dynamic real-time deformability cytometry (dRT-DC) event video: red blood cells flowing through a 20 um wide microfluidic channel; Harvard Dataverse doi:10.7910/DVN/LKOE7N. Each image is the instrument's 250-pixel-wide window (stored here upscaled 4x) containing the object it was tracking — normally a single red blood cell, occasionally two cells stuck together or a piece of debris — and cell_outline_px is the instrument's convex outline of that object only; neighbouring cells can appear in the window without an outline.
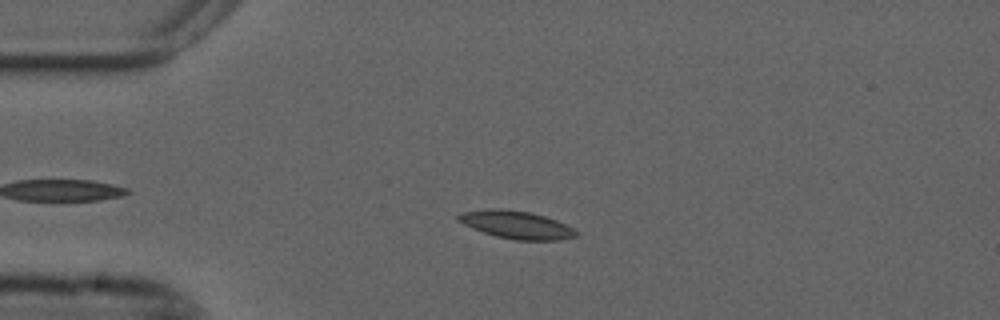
{"species": "common noctule bat (a hibernating species)", "species_latin": "Nyctalus noctula", "temperature_condition": "cold", "stored_images_in_passage": 49, "camera_frame_rate_fps": 3000, "um_per_image_px": 0.085, "animal": {"sex": "male", "forearm_length_mm": 52.5}, "frame": {"image": 1, "passage_image": 11, "time_ms": 3.333, "image_size_px": [1000, 320], "cell_outline_px": [[580, 232], [576, 236], [560, 240], [516, 240], [496, 236], [472, 228], [456, 220], [456, 216], [464, 212], [488, 208], [500, 208], [532, 212], [556, 220]], "centroid_in_image_um": [43.89, 19.1], "position_along_channel_um": 41.1, "area_um2": 19.07}}
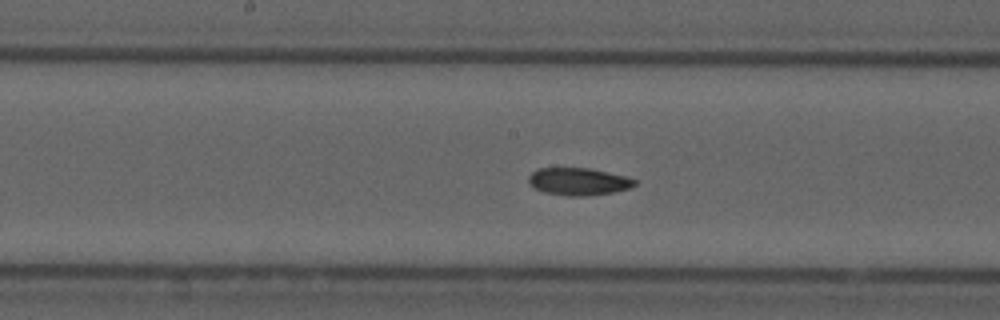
{"frame": {"image": 2, "passage_image": 26, "time_ms": 8.333, "image_size_px": [1000, 320], "cell_outline_px": [[636, 184], [628, 188], [612, 192], [588, 196], [568, 196], [544, 192], [532, 188], [528, 184], [528, 176], [532, 172], [540, 168], [588, 168], [624, 176], [636, 180]], "centroid_in_image_um": [49.1, 15.44], "position_along_channel_um": 199.1, "area_um2": 16.88}}
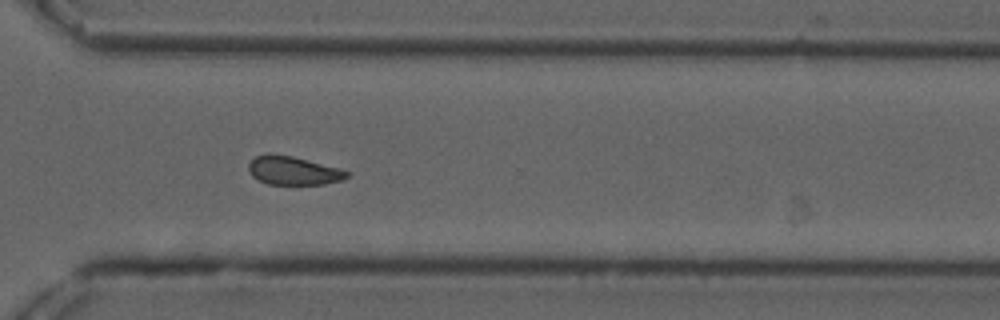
{"frame": {"image": 3, "passage_image": 38, "time_ms": 12.333, "image_size_px": [1000, 320], "cell_outline_px": [[348, 176], [344, 180], [324, 184], [268, 184], [252, 176], [248, 168], [248, 164], [256, 156], [268, 152], [292, 156], [340, 168], [348, 172]], "centroid_in_image_um": [24.92, 14.49], "position_along_channel_um": 345.7, "area_um2": 16.36}, "authors_computed_cell_mechanics": {"area_um2": 17.5712, "velocity_mm_per_s": 3.6803, "shape_relaxation_time_tau1_ms": null, "shape_relaxation_time_tau2_ms": 6.4577, "deformation_change_tau1": null, "deformation_change_tau2": 0.1217}}